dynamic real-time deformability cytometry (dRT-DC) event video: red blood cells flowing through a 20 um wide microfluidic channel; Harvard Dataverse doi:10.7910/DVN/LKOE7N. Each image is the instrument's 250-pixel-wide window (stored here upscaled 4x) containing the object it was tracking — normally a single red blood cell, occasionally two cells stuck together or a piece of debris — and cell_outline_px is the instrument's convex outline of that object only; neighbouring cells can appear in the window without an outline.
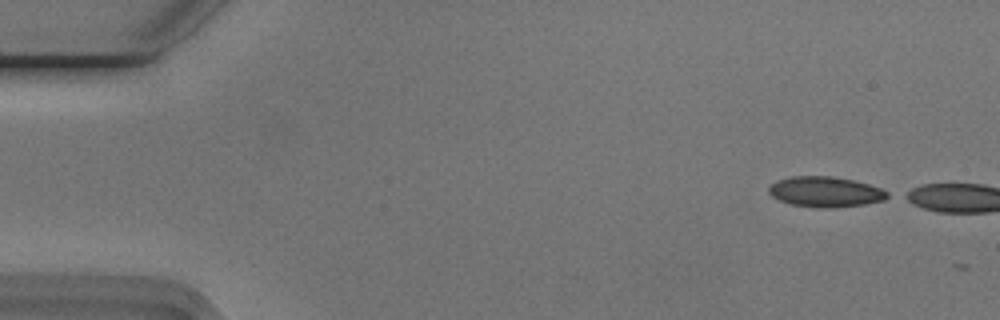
{"species": "Egyptian fruit bat (a non-hibernating species)", "species_latin": "Rousettus aegyptiacus", "temperature_condition": "cold", "stored_images_in_passage": 3, "camera_frame_rate_fps": 3000, "um_per_image_px": 0.085, "animal": {"sex": "male"}, "frame": {"image": 1, "passage_image": 1, "time_ms": 0.0, "image_size_px": [1000, 320], "cell_outline_px": [[892, 196], [884, 200], [864, 204], [792, 204], [780, 200], [772, 196], [768, 192], [768, 188], [776, 180], [792, 176], [832, 176], [852, 180], [868, 184], [880, 188], [888, 192]], "centroid_in_image_um": [70.16, 16.23], "position_along_channel_um": 14.8, "area_um2": 19.77}}